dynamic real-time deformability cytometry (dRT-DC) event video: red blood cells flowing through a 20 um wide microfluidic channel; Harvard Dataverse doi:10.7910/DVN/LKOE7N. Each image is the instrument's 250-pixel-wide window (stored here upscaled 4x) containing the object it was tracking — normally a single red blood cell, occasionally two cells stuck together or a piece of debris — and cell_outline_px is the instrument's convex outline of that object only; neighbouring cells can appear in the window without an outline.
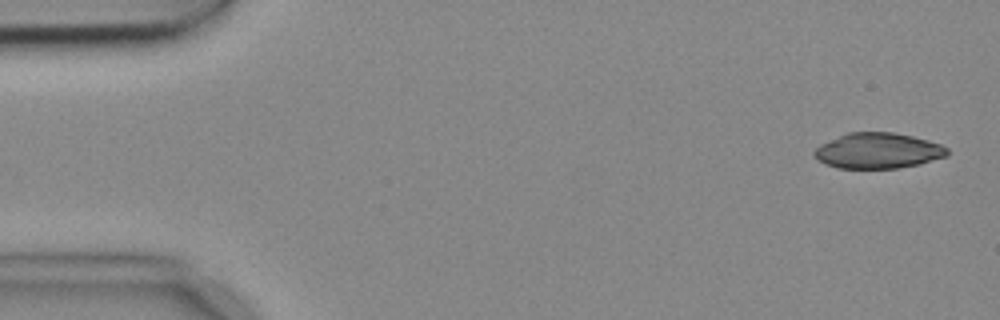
{"species": "common noctule bat (a hibernating species)", "species_latin": "Nyctalus noctula", "temperature_condition": "cold", "stored_images_in_passage": 7, "camera_frame_rate_fps": 3000, "um_per_image_px": 0.085, "animal": {"sex": "female", "body_mass_g": 18.4}, "frame": {"image": 1, "passage_image": 1, "time_ms": 0.0, "image_size_px": [1000, 320], "cell_outline_px": [[948, 156], [920, 164], [896, 168], [836, 168], [824, 164], [812, 152], [820, 144], [848, 132], [892, 132], [912, 136], [928, 140], [940, 144], [948, 148]], "centroid_in_image_um": [74.64, 12.81], "position_along_channel_um": 10.4, "area_um2": 27.57}}
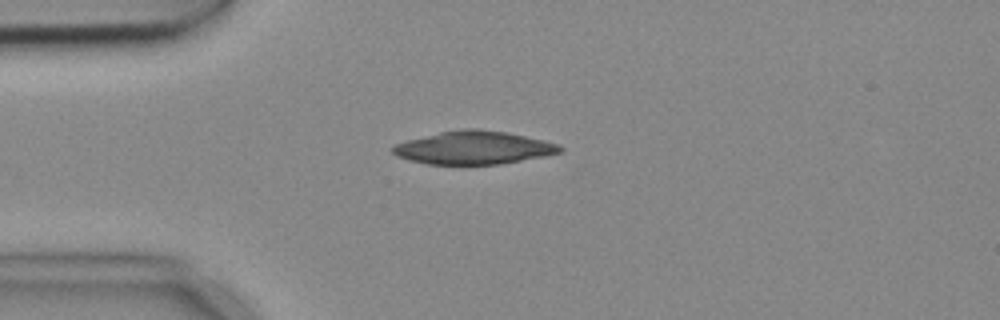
{"frame": {"image": 2, "passage_image": 4, "time_ms": 1.0, "image_size_px": [1000, 320], "cell_outline_px": [[564, 152], [544, 156], [500, 164], [424, 164], [408, 160], [396, 156], [392, 152], [392, 148], [396, 144], [408, 140], [440, 132], [464, 128], [476, 128], [508, 132], [544, 140], [556, 144], [564, 148]], "centroid_in_image_um": [40.28, 12.55], "position_along_channel_um": 44.7, "area_um2": 32.25}}
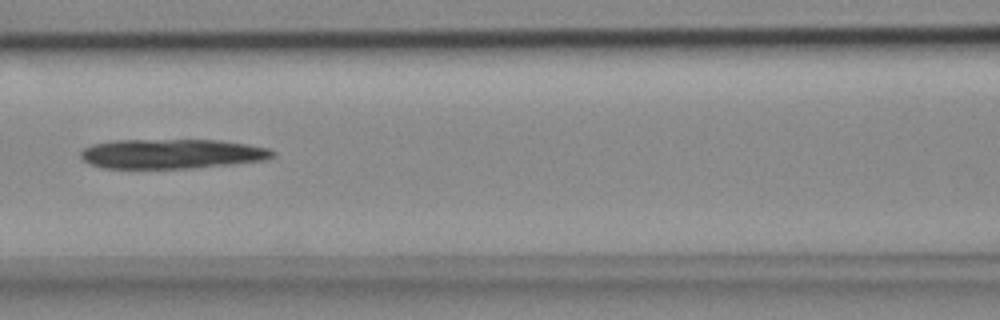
{"frame": {"image": 3, "passage_image": 7, "time_ms": 2.0, "image_size_px": [1000, 320], "cell_outline_px": [[276, 152], [272, 156], [264, 160], [232, 164], [192, 168], [104, 168], [92, 164], [84, 160], [80, 156], [80, 152], [84, 148], [92, 144], [112, 140], [220, 140], [248, 144], [268, 148]], "centroid_in_image_um": [14.6, 13.07], "position_along_channel_um": 152.0, "area_um2": 33.12}}